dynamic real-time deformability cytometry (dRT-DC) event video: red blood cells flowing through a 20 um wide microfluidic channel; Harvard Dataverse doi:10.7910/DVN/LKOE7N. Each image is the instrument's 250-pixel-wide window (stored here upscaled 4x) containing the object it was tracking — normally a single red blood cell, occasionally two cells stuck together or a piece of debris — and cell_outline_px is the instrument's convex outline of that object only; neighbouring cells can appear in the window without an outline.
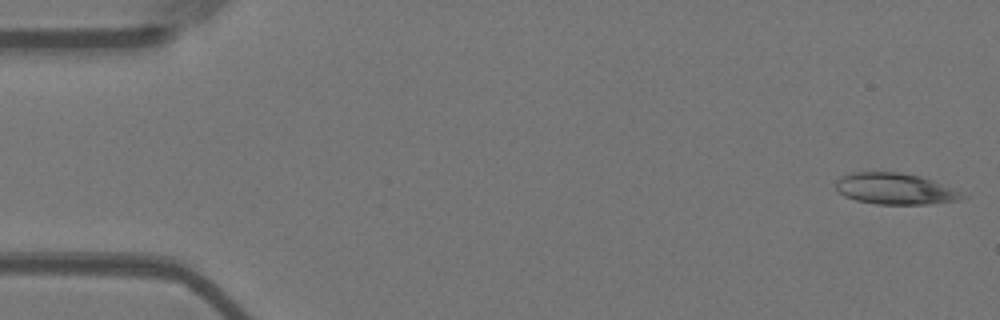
{"species": "Egyptian fruit bat (a non-hibernating species)", "species_latin": "Rousettus aegyptiacus", "temperature_condition": "warm", "stored_images_in_passage": 54, "camera_frame_rate_fps": 3000, "um_per_image_px": 0.085, "animal": {"sex": "female"}, "frame": {"image": 1, "passage_image": 1, "time_ms": 0.0, "image_size_px": [1000, 320], "cell_outline_px": [[968, 196], [956, 200], [928, 204], [876, 204], [856, 200], [844, 196], [836, 188], [836, 180], [840, 176], [852, 172], [900, 172], [920, 176], [952, 188]], "centroid_in_image_um": [76.03, 16.04], "position_along_channel_um": 9.0, "area_um2": 22.83}}
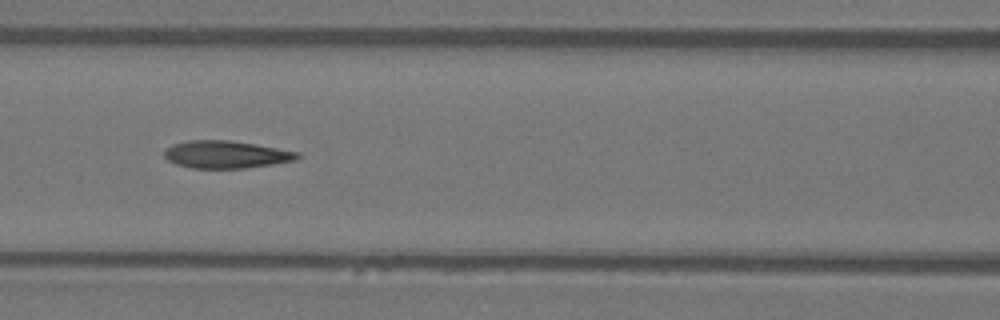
{"frame": {"image": 2, "passage_image": 23, "time_ms": 7.333, "image_size_px": [1000, 320], "cell_outline_px": [[300, 156], [296, 160], [272, 164], [244, 168], [192, 168], [176, 164], [168, 160], [164, 156], [164, 152], [172, 144], [188, 140], [228, 140], [256, 144], [300, 152]], "centroid_in_image_um": [19.22, 13.13], "position_along_channel_um": 147.4, "area_um2": 21.27}}
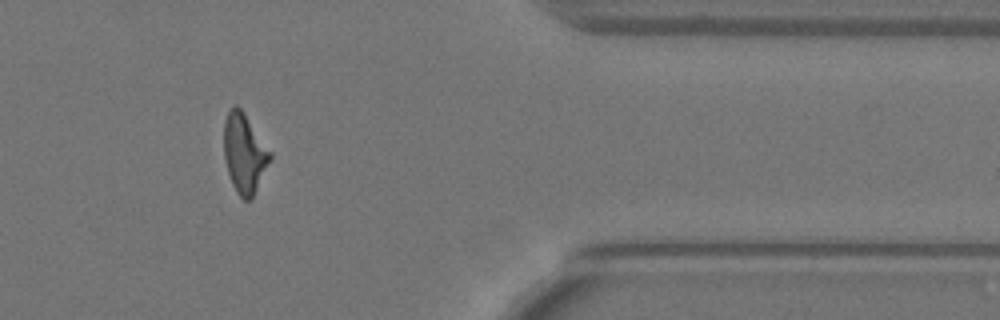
{"frame": {"image": 3, "passage_image": 45, "time_ms": 14.667, "image_size_px": [1000, 320], "cell_outline_px": [[272, 160], [252, 200], [244, 200], [236, 192], [232, 184], [228, 172], [224, 156], [224, 120], [228, 112], [236, 104], [244, 112], [272, 152]], "centroid_in_image_um": [20.8, 13.06], "position_along_channel_um": 390.6, "area_um2": 21.68}, "authors_computed_cell_mechanics": {"area_um2": 21.7328, "velocity_mm_per_s": 3.6601, "shape_relaxation_time_tau1_ms": null, "shape_relaxation_time_tau2_ms": 2.9995, "deformation_change_tau1": null, "deformation_change_tau2": 0.1255}}